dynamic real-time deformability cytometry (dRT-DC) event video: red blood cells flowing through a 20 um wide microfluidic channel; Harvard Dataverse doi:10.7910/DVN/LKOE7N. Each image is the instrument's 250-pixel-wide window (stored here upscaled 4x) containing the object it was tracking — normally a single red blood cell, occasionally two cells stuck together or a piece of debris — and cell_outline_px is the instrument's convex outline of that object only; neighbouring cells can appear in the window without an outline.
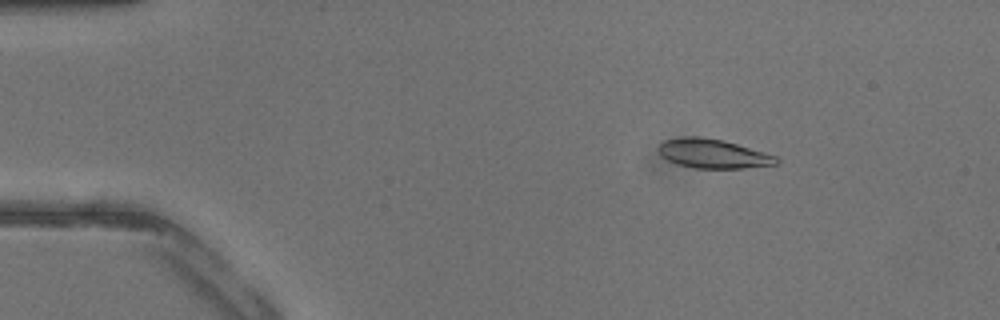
{"species": "common noctule bat (a hibernating species)", "species_latin": "Nyctalus noctula", "temperature_condition": "warm", "stored_images_in_passage": 42, "camera_frame_rate_fps": 3000, "um_per_image_px": 0.085, "animal": {"sex": "male", "body_mass_g": 13.3}, "frame": {"image": 1, "passage_image": 7, "time_ms": 2.0, "image_size_px": [1000, 320], "cell_outline_px": [[780, 160], [776, 164], [744, 168], [696, 168], [676, 164], [660, 156], [656, 148], [664, 140], [684, 136], [696, 136], [724, 140], [764, 152], [776, 156]], "centroid_in_image_um": [60.56, 13.06], "position_along_channel_um": 24.4, "area_um2": 20.11}}
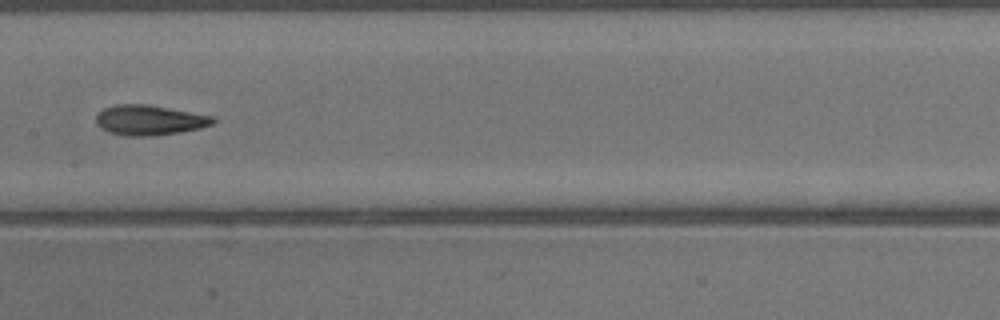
{"frame": {"image": 2, "passage_image": 22, "time_ms": 7.0, "image_size_px": [1000, 320], "cell_outline_px": [[216, 120], [212, 124], [200, 128], [180, 132], [152, 136], [124, 136], [108, 132], [96, 124], [96, 116], [104, 108], [116, 104], [148, 104], [212, 116]], "centroid_in_image_um": [12.68, 10.21], "position_along_channel_um": 194.7, "area_um2": 20.46}}
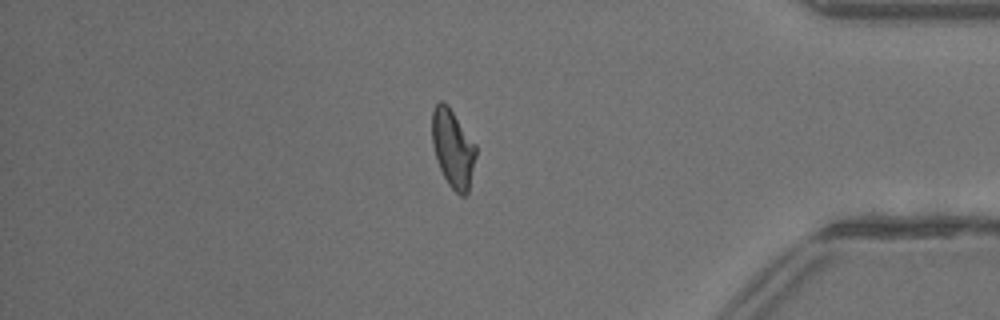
{"frame": {"image": 3, "passage_image": 36, "time_ms": 11.667, "image_size_px": [1000, 320], "cell_outline_px": [[476, 156], [468, 192], [464, 196], [460, 196], [448, 184], [440, 168], [432, 144], [432, 108], [440, 100], [448, 104], [476, 144]], "centroid_in_image_um": [38.5, 12.58], "position_along_channel_um": 396.7, "area_um2": 20.0}}